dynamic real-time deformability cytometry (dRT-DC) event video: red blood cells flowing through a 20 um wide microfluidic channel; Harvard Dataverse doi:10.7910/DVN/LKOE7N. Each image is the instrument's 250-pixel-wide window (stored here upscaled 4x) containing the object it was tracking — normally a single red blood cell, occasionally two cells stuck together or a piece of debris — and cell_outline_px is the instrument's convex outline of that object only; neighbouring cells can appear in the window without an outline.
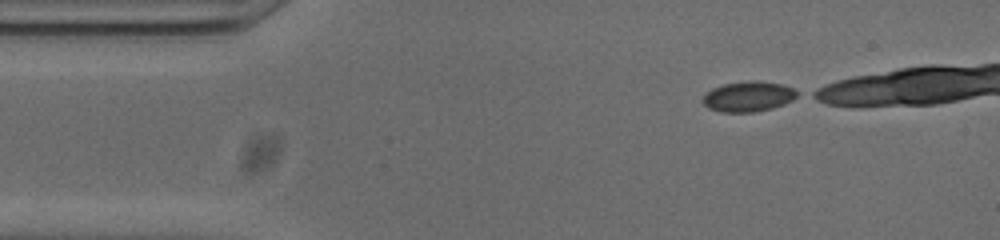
{"species": "common noctule bat (a hibernating species)", "species_latin": "Nyctalus noctula", "temperature_condition": "cold", "stored_images_in_passage": 19, "camera_frame_rate_fps": 3000, "um_per_image_px": 0.085, "animal": {"sex": "male", "body_mass_g": 20.0, "forearm_length_mm": 53.3}, "frame": {"image": 1, "passage_image": 1, "time_ms": 0.0, "image_size_px": [1000, 240], "cell_outline_px": [[800, 96], [784, 104], [772, 108], [752, 112], [720, 112], [708, 108], [700, 100], [712, 88], [724, 84], [752, 80], [756, 80], [780, 84], [792, 88], [800, 92]], "centroid_in_image_um": [63.62, 8.2], "position_along_channel_um": 21.4, "area_um2": 16.7}}
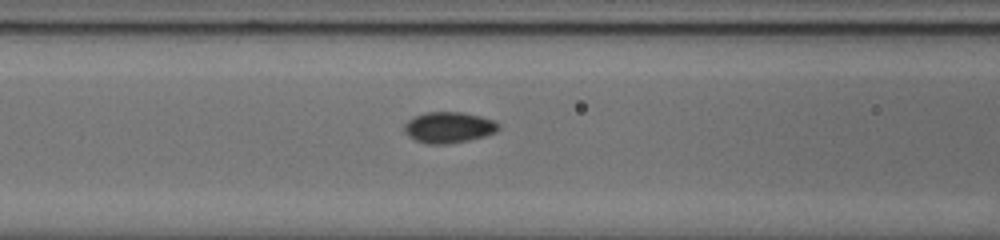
{"frame": {"image": 2, "passage_image": 14, "time_ms": 4.333, "image_size_px": [1000, 240], "cell_outline_px": [[500, 128], [496, 132], [484, 136], [468, 140], [444, 144], [428, 144], [416, 140], [408, 136], [404, 132], [404, 124], [408, 120], [424, 112], [460, 112], [480, 116], [492, 120], [500, 124]], "centroid_in_image_um": [38.13, 10.83], "position_along_channel_um": 128.5, "area_um2": 16.94}}
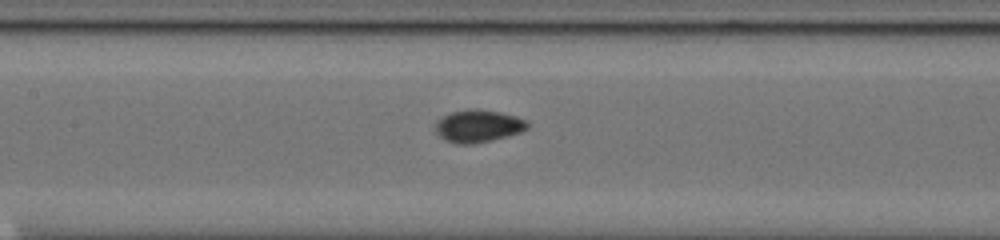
{"frame": {"image": 3, "passage_image": 17, "time_ms": 5.333, "image_size_px": [1000, 240], "cell_outline_px": [[528, 128], [520, 132], [508, 136], [492, 140], [472, 144], [456, 144], [444, 140], [436, 132], [436, 120], [440, 116], [452, 112], [468, 108], [472, 108], [500, 112], [516, 116], [528, 120]], "centroid_in_image_um": [40.63, 10.71], "position_along_channel_um": 166.8, "area_um2": 17.63}}